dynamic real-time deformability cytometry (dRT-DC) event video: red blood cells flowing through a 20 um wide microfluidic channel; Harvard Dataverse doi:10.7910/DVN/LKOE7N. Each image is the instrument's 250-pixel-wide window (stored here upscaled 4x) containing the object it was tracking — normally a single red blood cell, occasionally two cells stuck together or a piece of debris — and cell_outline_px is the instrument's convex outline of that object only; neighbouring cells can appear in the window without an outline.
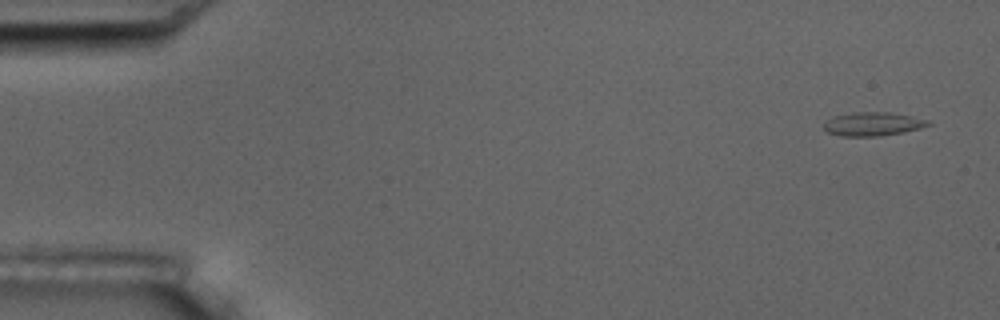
{"species": "common noctule bat (a hibernating species)", "species_latin": "Nyctalus noctula", "temperature_condition": "room temperature", "stored_images_in_passage": 5, "camera_frame_rate_fps": 3000, "um_per_image_px": 0.085, "animal": {"sex": "male", "body_mass_g": 17.5, "forearm_length_mm": 52.3}, "frame": {"image": 1, "passage_image": 1, "time_ms": 0.0, "image_size_px": [1000, 320], "cell_outline_px": [[932, 124], [920, 128], [904, 132], [880, 136], [840, 136], [828, 132], [824, 128], [824, 124], [832, 116], [852, 112], [892, 112], [912, 116], [928, 120]], "centroid_in_image_um": [74.2, 10.53], "position_along_channel_um": 10.8, "area_um2": 14.45}}